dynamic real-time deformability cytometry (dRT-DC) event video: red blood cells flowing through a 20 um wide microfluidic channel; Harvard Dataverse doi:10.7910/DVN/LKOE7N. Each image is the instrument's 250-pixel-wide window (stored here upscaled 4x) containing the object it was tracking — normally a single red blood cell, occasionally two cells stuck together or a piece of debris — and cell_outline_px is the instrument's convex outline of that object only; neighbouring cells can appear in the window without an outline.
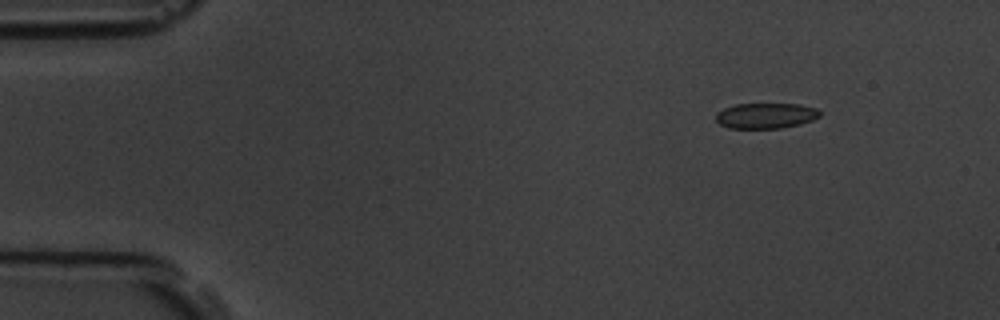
{"species": "common noctule bat (a hibernating species)", "species_latin": "Nyctalus noctula", "temperature_condition": "room temperature", "stored_images_in_passage": 3, "camera_frame_rate_fps": 3000, "um_per_image_px": 0.085, "animal": {"sex": "male", "body_mass_g": 19.5, "forearm_length_mm": 54.6}, "frame": {"image": 1, "passage_image": 1, "time_ms": 0.0, "image_size_px": [1000, 320], "cell_outline_px": [[820, 116], [812, 120], [800, 124], [780, 128], [728, 128], [720, 124], [716, 120], [716, 112], [724, 108], [736, 104], [800, 104], [816, 108], [820, 112]], "centroid_in_image_um": [65.08, 9.83], "position_along_channel_um": 19.9, "area_um2": 15.43}}